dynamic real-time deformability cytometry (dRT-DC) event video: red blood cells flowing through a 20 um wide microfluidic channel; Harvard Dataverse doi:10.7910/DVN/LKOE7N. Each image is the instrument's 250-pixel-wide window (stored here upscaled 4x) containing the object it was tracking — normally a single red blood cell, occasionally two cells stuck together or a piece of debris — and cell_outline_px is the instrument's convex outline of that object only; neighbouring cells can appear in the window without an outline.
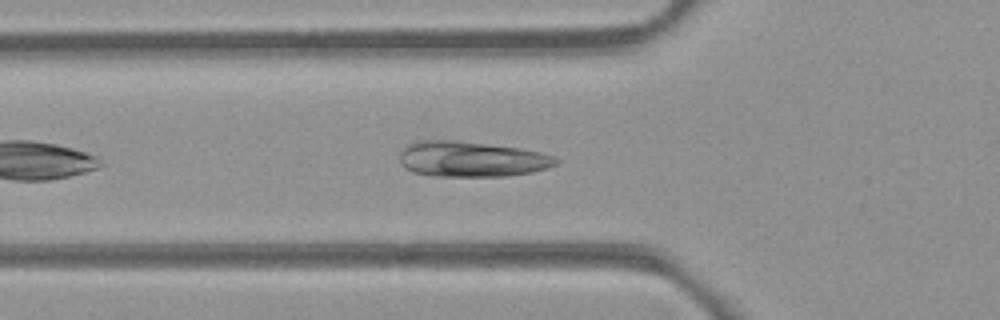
{"species": "common noctule bat (a hibernating species)", "species_latin": "Nyctalus noctula", "temperature_condition": "room temperature", "stored_images_in_passage": 34, "camera_frame_rate_fps": 3000, "um_per_image_px": 0.085, "animal": {"sex": "female", "body_mass_g": 21.9}, "frame": {"image": 1, "passage_image": 7, "time_ms": 2.0, "image_size_px": [1000, 320], "cell_outline_px": [[560, 160], [556, 164], [548, 168], [532, 172], [504, 176], [432, 176], [412, 172], [404, 168], [400, 164], [400, 148], [416, 140], [452, 140], [520, 148], [540, 152], [556, 156]], "centroid_in_image_um": [40.04, 13.52], "position_along_channel_um": 85.8, "area_um2": 32.6}}
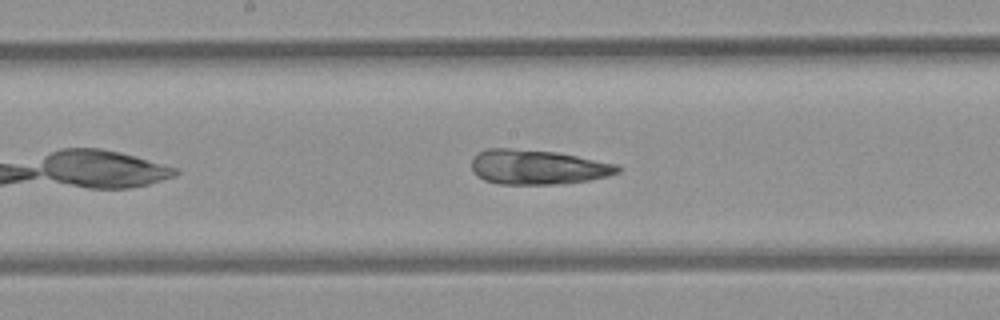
{"frame": {"image": 2, "passage_image": 16, "time_ms": 5.0, "image_size_px": [1000, 320], "cell_outline_px": [[620, 172], [608, 176], [588, 180], [560, 184], [500, 184], [484, 180], [476, 176], [472, 168], [472, 160], [480, 152], [488, 148], [508, 148], [556, 152], [620, 164]], "centroid_in_image_um": [45.73, 14.21], "position_along_channel_um": 202.5, "area_um2": 29.54}}
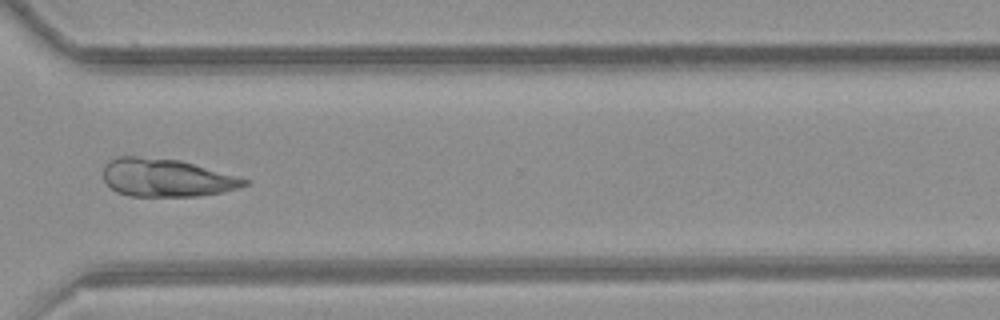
{"frame": {"image": 3, "passage_image": 28, "time_ms": 9.0, "image_size_px": [1000, 320], "cell_outline_px": [[248, 184], [224, 192], [200, 196], [128, 196], [116, 192], [104, 180], [104, 164], [108, 160], [116, 156], [136, 156], [180, 160], [236, 176], [248, 180]], "centroid_in_image_um": [14.09, 15.11], "position_along_channel_um": 356.5, "area_um2": 31.15}}